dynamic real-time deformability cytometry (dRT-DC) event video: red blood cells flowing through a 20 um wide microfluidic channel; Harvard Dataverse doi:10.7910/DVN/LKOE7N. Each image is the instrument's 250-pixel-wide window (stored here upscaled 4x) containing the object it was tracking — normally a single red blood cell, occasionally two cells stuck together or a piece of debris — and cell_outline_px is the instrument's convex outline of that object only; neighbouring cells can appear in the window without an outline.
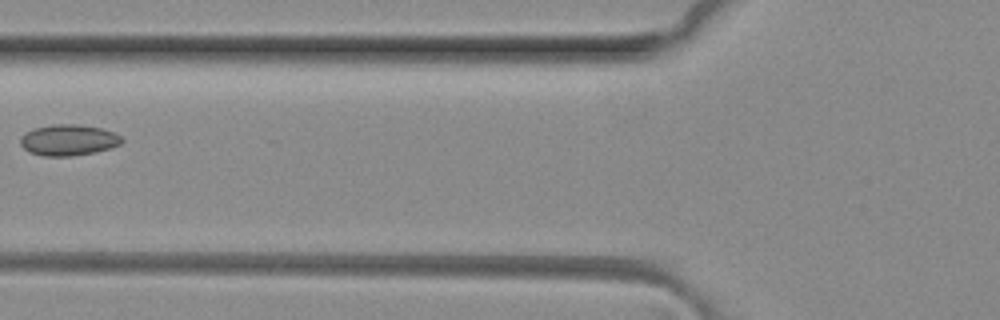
{"species": "common noctule bat (a hibernating species)", "species_latin": "Nyctalus noctula", "temperature_condition": "room temperature", "stored_images_in_passage": 6, "camera_frame_rate_fps": 3000, "um_per_image_px": 0.085, "animal": {"sex": "female", "body_mass_g": 29.2, "forearm_length_mm": 56.3}, "frame": {"image": 1, "passage_image": 6, "time_ms": 1.667, "image_size_px": [1000, 320], "cell_outline_px": [[124, 140], [120, 144], [112, 148], [72, 156], [44, 156], [28, 152], [20, 144], [20, 136], [24, 132], [32, 128], [52, 124], [80, 124], [100, 128], [112, 132], [120, 136]], "centroid_in_image_um": [5.77, 11.89], "position_along_channel_um": 120.0, "area_um2": 18.5}}